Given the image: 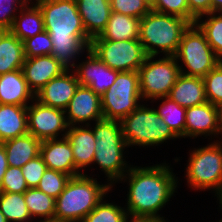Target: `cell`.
Segmentation results:
<instances>
[{"label": "cell", "mask_w": 222, "mask_h": 222, "mask_svg": "<svg viewBox=\"0 0 222 222\" xmlns=\"http://www.w3.org/2000/svg\"><path fill=\"white\" fill-rule=\"evenodd\" d=\"M140 19L133 16L111 12L102 33L91 40H132L139 38Z\"/></svg>", "instance_id": "obj_25"}, {"label": "cell", "mask_w": 222, "mask_h": 222, "mask_svg": "<svg viewBox=\"0 0 222 222\" xmlns=\"http://www.w3.org/2000/svg\"><path fill=\"white\" fill-rule=\"evenodd\" d=\"M111 11L135 18H143L151 7L144 0H110Z\"/></svg>", "instance_id": "obj_36"}, {"label": "cell", "mask_w": 222, "mask_h": 222, "mask_svg": "<svg viewBox=\"0 0 222 222\" xmlns=\"http://www.w3.org/2000/svg\"><path fill=\"white\" fill-rule=\"evenodd\" d=\"M68 70L60 76L51 79L40 91L35 94V98L42 105L66 110L70 100L79 86L75 75H68Z\"/></svg>", "instance_id": "obj_14"}, {"label": "cell", "mask_w": 222, "mask_h": 222, "mask_svg": "<svg viewBox=\"0 0 222 222\" xmlns=\"http://www.w3.org/2000/svg\"><path fill=\"white\" fill-rule=\"evenodd\" d=\"M28 189L22 169L9 166L4 174L1 192L24 193Z\"/></svg>", "instance_id": "obj_37"}, {"label": "cell", "mask_w": 222, "mask_h": 222, "mask_svg": "<svg viewBox=\"0 0 222 222\" xmlns=\"http://www.w3.org/2000/svg\"><path fill=\"white\" fill-rule=\"evenodd\" d=\"M110 186L100 185L84 174L71 177L56 198L54 219L82 222L103 200Z\"/></svg>", "instance_id": "obj_3"}, {"label": "cell", "mask_w": 222, "mask_h": 222, "mask_svg": "<svg viewBox=\"0 0 222 222\" xmlns=\"http://www.w3.org/2000/svg\"><path fill=\"white\" fill-rule=\"evenodd\" d=\"M207 102L218 105L222 102V59L220 63L203 77Z\"/></svg>", "instance_id": "obj_35"}, {"label": "cell", "mask_w": 222, "mask_h": 222, "mask_svg": "<svg viewBox=\"0 0 222 222\" xmlns=\"http://www.w3.org/2000/svg\"><path fill=\"white\" fill-rule=\"evenodd\" d=\"M34 96L22 69L0 75V104L27 106V100Z\"/></svg>", "instance_id": "obj_21"}, {"label": "cell", "mask_w": 222, "mask_h": 222, "mask_svg": "<svg viewBox=\"0 0 222 222\" xmlns=\"http://www.w3.org/2000/svg\"><path fill=\"white\" fill-rule=\"evenodd\" d=\"M22 9L26 13L24 14V10H22L20 18L15 17L10 31L24 42L26 39L44 31L45 27L42 11L37 4L34 7Z\"/></svg>", "instance_id": "obj_27"}, {"label": "cell", "mask_w": 222, "mask_h": 222, "mask_svg": "<svg viewBox=\"0 0 222 222\" xmlns=\"http://www.w3.org/2000/svg\"><path fill=\"white\" fill-rule=\"evenodd\" d=\"M36 4L42 11L45 30L51 36V55L68 70L70 59H74L83 48L89 49L91 42L76 0H37Z\"/></svg>", "instance_id": "obj_1"}, {"label": "cell", "mask_w": 222, "mask_h": 222, "mask_svg": "<svg viewBox=\"0 0 222 222\" xmlns=\"http://www.w3.org/2000/svg\"><path fill=\"white\" fill-rule=\"evenodd\" d=\"M184 108L207 102L203 78L180 74L167 96Z\"/></svg>", "instance_id": "obj_20"}, {"label": "cell", "mask_w": 222, "mask_h": 222, "mask_svg": "<svg viewBox=\"0 0 222 222\" xmlns=\"http://www.w3.org/2000/svg\"><path fill=\"white\" fill-rule=\"evenodd\" d=\"M25 58L51 55L53 45L50 34L44 30L23 42Z\"/></svg>", "instance_id": "obj_34"}, {"label": "cell", "mask_w": 222, "mask_h": 222, "mask_svg": "<svg viewBox=\"0 0 222 222\" xmlns=\"http://www.w3.org/2000/svg\"><path fill=\"white\" fill-rule=\"evenodd\" d=\"M118 122L120 121L103 118L96 121L93 130L96 140L93 162L98 163L110 181L123 179L125 170L123 166L126 167L122 153L127 144L123 137L121 123Z\"/></svg>", "instance_id": "obj_5"}, {"label": "cell", "mask_w": 222, "mask_h": 222, "mask_svg": "<svg viewBox=\"0 0 222 222\" xmlns=\"http://www.w3.org/2000/svg\"><path fill=\"white\" fill-rule=\"evenodd\" d=\"M222 142L195 150L190 156L187 179L193 188H214L222 205Z\"/></svg>", "instance_id": "obj_9"}, {"label": "cell", "mask_w": 222, "mask_h": 222, "mask_svg": "<svg viewBox=\"0 0 222 222\" xmlns=\"http://www.w3.org/2000/svg\"><path fill=\"white\" fill-rule=\"evenodd\" d=\"M131 222H164V219H162L161 217L133 218V219H131Z\"/></svg>", "instance_id": "obj_43"}, {"label": "cell", "mask_w": 222, "mask_h": 222, "mask_svg": "<svg viewBox=\"0 0 222 222\" xmlns=\"http://www.w3.org/2000/svg\"><path fill=\"white\" fill-rule=\"evenodd\" d=\"M27 133V106L0 104V143Z\"/></svg>", "instance_id": "obj_22"}, {"label": "cell", "mask_w": 222, "mask_h": 222, "mask_svg": "<svg viewBox=\"0 0 222 222\" xmlns=\"http://www.w3.org/2000/svg\"><path fill=\"white\" fill-rule=\"evenodd\" d=\"M42 141L27 133L3 142L9 166H24L28 161L40 155Z\"/></svg>", "instance_id": "obj_24"}, {"label": "cell", "mask_w": 222, "mask_h": 222, "mask_svg": "<svg viewBox=\"0 0 222 222\" xmlns=\"http://www.w3.org/2000/svg\"><path fill=\"white\" fill-rule=\"evenodd\" d=\"M28 188H36L47 169L41 155L31 159L21 167Z\"/></svg>", "instance_id": "obj_39"}, {"label": "cell", "mask_w": 222, "mask_h": 222, "mask_svg": "<svg viewBox=\"0 0 222 222\" xmlns=\"http://www.w3.org/2000/svg\"><path fill=\"white\" fill-rule=\"evenodd\" d=\"M216 110L220 132L222 133V102L216 105Z\"/></svg>", "instance_id": "obj_45"}, {"label": "cell", "mask_w": 222, "mask_h": 222, "mask_svg": "<svg viewBox=\"0 0 222 222\" xmlns=\"http://www.w3.org/2000/svg\"><path fill=\"white\" fill-rule=\"evenodd\" d=\"M89 49L104 64L119 72L138 71L147 57L139 39L91 40Z\"/></svg>", "instance_id": "obj_10"}, {"label": "cell", "mask_w": 222, "mask_h": 222, "mask_svg": "<svg viewBox=\"0 0 222 222\" xmlns=\"http://www.w3.org/2000/svg\"><path fill=\"white\" fill-rule=\"evenodd\" d=\"M0 210L8 222H24L31 217L25 204L24 193L0 192Z\"/></svg>", "instance_id": "obj_29"}, {"label": "cell", "mask_w": 222, "mask_h": 222, "mask_svg": "<svg viewBox=\"0 0 222 222\" xmlns=\"http://www.w3.org/2000/svg\"><path fill=\"white\" fill-rule=\"evenodd\" d=\"M64 137L67 138L72 147L74 165L77 170L93 162L96 141L93 130L69 126Z\"/></svg>", "instance_id": "obj_23"}, {"label": "cell", "mask_w": 222, "mask_h": 222, "mask_svg": "<svg viewBox=\"0 0 222 222\" xmlns=\"http://www.w3.org/2000/svg\"><path fill=\"white\" fill-rule=\"evenodd\" d=\"M152 58L154 56H147L138 70L141 98L167 97L181 74V66L174 56L156 61H151Z\"/></svg>", "instance_id": "obj_11"}, {"label": "cell", "mask_w": 222, "mask_h": 222, "mask_svg": "<svg viewBox=\"0 0 222 222\" xmlns=\"http://www.w3.org/2000/svg\"><path fill=\"white\" fill-rule=\"evenodd\" d=\"M70 178L71 176L64 172L46 169L36 188L56 199Z\"/></svg>", "instance_id": "obj_33"}, {"label": "cell", "mask_w": 222, "mask_h": 222, "mask_svg": "<svg viewBox=\"0 0 222 222\" xmlns=\"http://www.w3.org/2000/svg\"><path fill=\"white\" fill-rule=\"evenodd\" d=\"M119 123H121L123 137L128 146L135 144L154 146L167 139L177 138L155 109L141 105Z\"/></svg>", "instance_id": "obj_6"}, {"label": "cell", "mask_w": 222, "mask_h": 222, "mask_svg": "<svg viewBox=\"0 0 222 222\" xmlns=\"http://www.w3.org/2000/svg\"><path fill=\"white\" fill-rule=\"evenodd\" d=\"M46 222H76V221H67V220H56V219H51V220H48Z\"/></svg>", "instance_id": "obj_46"}, {"label": "cell", "mask_w": 222, "mask_h": 222, "mask_svg": "<svg viewBox=\"0 0 222 222\" xmlns=\"http://www.w3.org/2000/svg\"><path fill=\"white\" fill-rule=\"evenodd\" d=\"M4 31H5L4 29L0 28V36Z\"/></svg>", "instance_id": "obj_49"}, {"label": "cell", "mask_w": 222, "mask_h": 222, "mask_svg": "<svg viewBox=\"0 0 222 222\" xmlns=\"http://www.w3.org/2000/svg\"><path fill=\"white\" fill-rule=\"evenodd\" d=\"M87 62L80 64L75 71L79 85L88 86L102 96L116 80L119 71L104 64L90 49H87Z\"/></svg>", "instance_id": "obj_13"}, {"label": "cell", "mask_w": 222, "mask_h": 222, "mask_svg": "<svg viewBox=\"0 0 222 222\" xmlns=\"http://www.w3.org/2000/svg\"><path fill=\"white\" fill-rule=\"evenodd\" d=\"M8 167L9 165L7 161V154L3 144L0 143V192H1V185L3 183V177Z\"/></svg>", "instance_id": "obj_42"}, {"label": "cell", "mask_w": 222, "mask_h": 222, "mask_svg": "<svg viewBox=\"0 0 222 222\" xmlns=\"http://www.w3.org/2000/svg\"><path fill=\"white\" fill-rule=\"evenodd\" d=\"M128 211L133 218H156L176 188L169 166L157 165L129 170Z\"/></svg>", "instance_id": "obj_2"}, {"label": "cell", "mask_w": 222, "mask_h": 222, "mask_svg": "<svg viewBox=\"0 0 222 222\" xmlns=\"http://www.w3.org/2000/svg\"><path fill=\"white\" fill-rule=\"evenodd\" d=\"M87 35L93 39L105 29L111 15L110 0H76Z\"/></svg>", "instance_id": "obj_19"}, {"label": "cell", "mask_w": 222, "mask_h": 222, "mask_svg": "<svg viewBox=\"0 0 222 222\" xmlns=\"http://www.w3.org/2000/svg\"><path fill=\"white\" fill-rule=\"evenodd\" d=\"M190 23L178 16L150 10L139 23V40L147 56L159 53L156 47L166 56H175L183 32Z\"/></svg>", "instance_id": "obj_4"}, {"label": "cell", "mask_w": 222, "mask_h": 222, "mask_svg": "<svg viewBox=\"0 0 222 222\" xmlns=\"http://www.w3.org/2000/svg\"><path fill=\"white\" fill-rule=\"evenodd\" d=\"M141 98L138 71L119 72L111 87L101 96L104 119L121 121L133 112Z\"/></svg>", "instance_id": "obj_8"}, {"label": "cell", "mask_w": 222, "mask_h": 222, "mask_svg": "<svg viewBox=\"0 0 222 222\" xmlns=\"http://www.w3.org/2000/svg\"><path fill=\"white\" fill-rule=\"evenodd\" d=\"M22 71L28 87L34 95L51 79L60 76L66 69L52 55L25 58Z\"/></svg>", "instance_id": "obj_15"}, {"label": "cell", "mask_w": 222, "mask_h": 222, "mask_svg": "<svg viewBox=\"0 0 222 222\" xmlns=\"http://www.w3.org/2000/svg\"><path fill=\"white\" fill-rule=\"evenodd\" d=\"M174 57L181 59L189 69L183 73L181 68V74L201 78L220 63V58L212 50L204 33L195 24H190L183 32Z\"/></svg>", "instance_id": "obj_7"}, {"label": "cell", "mask_w": 222, "mask_h": 222, "mask_svg": "<svg viewBox=\"0 0 222 222\" xmlns=\"http://www.w3.org/2000/svg\"><path fill=\"white\" fill-rule=\"evenodd\" d=\"M214 14L216 13L206 14L210 15V18L201 24L195 23V25L204 33L214 53L222 59V14L219 16Z\"/></svg>", "instance_id": "obj_31"}, {"label": "cell", "mask_w": 222, "mask_h": 222, "mask_svg": "<svg viewBox=\"0 0 222 222\" xmlns=\"http://www.w3.org/2000/svg\"><path fill=\"white\" fill-rule=\"evenodd\" d=\"M164 99L165 101L160 106V109H155V111L177 137L185 136L186 108L178 105L169 97H164Z\"/></svg>", "instance_id": "obj_30"}, {"label": "cell", "mask_w": 222, "mask_h": 222, "mask_svg": "<svg viewBox=\"0 0 222 222\" xmlns=\"http://www.w3.org/2000/svg\"><path fill=\"white\" fill-rule=\"evenodd\" d=\"M127 212L120 206L101 202L82 220V222H127Z\"/></svg>", "instance_id": "obj_32"}, {"label": "cell", "mask_w": 222, "mask_h": 222, "mask_svg": "<svg viewBox=\"0 0 222 222\" xmlns=\"http://www.w3.org/2000/svg\"><path fill=\"white\" fill-rule=\"evenodd\" d=\"M14 1L16 2V0H12L11 2L10 0H0V28L4 30L11 29L14 19L16 17V15L15 16L11 15L14 9L12 8ZM27 2L28 0H20V2H17V3L20 4L21 10H22L23 5H26Z\"/></svg>", "instance_id": "obj_40"}, {"label": "cell", "mask_w": 222, "mask_h": 222, "mask_svg": "<svg viewBox=\"0 0 222 222\" xmlns=\"http://www.w3.org/2000/svg\"><path fill=\"white\" fill-rule=\"evenodd\" d=\"M144 2H146L152 8L154 0H144Z\"/></svg>", "instance_id": "obj_48"}, {"label": "cell", "mask_w": 222, "mask_h": 222, "mask_svg": "<svg viewBox=\"0 0 222 222\" xmlns=\"http://www.w3.org/2000/svg\"><path fill=\"white\" fill-rule=\"evenodd\" d=\"M24 199L30 216L44 217L46 222L54 219L56 199L43 193L37 188H28L24 192Z\"/></svg>", "instance_id": "obj_28"}, {"label": "cell", "mask_w": 222, "mask_h": 222, "mask_svg": "<svg viewBox=\"0 0 222 222\" xmlns=\"http://www.w3.org/2000/svg\"><path fill=\"white\" fill-rule=\"evenodd\" d=\"M219 133L216 106L210 102L186 108L185 136H198L203 134Z\"/></svg>", "instance_id": "obj_18"}, {"label": "cell", "mask_w": 222, "mask_h": 222, "mask_svg": "<svg viewBox=\"0 0 222 222\" xmlns=\"http://www.w3.org/2000/svg\"><path fill=\"white\" fill-rule=\"evenodd\" d=\"M189 8V23H199L200 18L211 13V0H187Z\"/></svg>", "instance_id": "obj_41"}, {"label": "cell", "mask_w": 222, "mask_h": 222, "mask_svg": "<svg viewBox=\"0 0 222 222\" xmlns=\"http://www.w3.org/2000/svg\"><path fill=\"white\" fill-rule=\"evenodd\" d=\"M24 61L23 41L5 30L0 36V75L22 69Z\"/></svg>", "instance_id": "obj_26"}, {"label": "cell", "mask_w": 222, "mask_h": 222, "mask_svg": "<svg viewBox=\"0 0 222 222\" xmlns=\"http://www.w3.org/2000/svg\"><path fill=\"white\" fill-rule=\"evenodd\" d=\"M0 222H8L3 213L1 212V210H0Z\"/></svg>", "instance_id": "obj_47"}, {"label": "cell", "mask_w": 222, "mask_h": 222, "mask_svg": "<svg viewBox=\"0 0 222 222\" xmlns=\"http://www.w3.org/2000/svg\"><path fill=\"white\" fill-rule=\"evenodd\" d=\"M151 9L160 13L181 17L189 22L187 0H154Z\"/></svg>", "instance_id": "obj_38"}, {"label": "cell", "mask_w": 222, "mask_h": 222, "mask_svg": "<svg viewBox=\"0 0 222 222\" xmlns=\"http://www.w3.org/2000/svg\"><path fill=\"white\" fill-rule=\"evenodd\" d=\"M65 113L64 110L48 107L39 102L27 106L28 133L40 141L56 139L59 131L69 128Z\"/></svg>", "instance_id": "obj_12"}, {"label": "cell", "mask_w": 222, "mask_h": 222, "mask_svg": "<svg viewBox=\"0 0 222 222\" xmlns=\"http://www.w3.org/2000/svg\"><path fill=\"white\" fill-rule=\"evenodd\" d=\"M65 111H68L69 126L92 119L101 120L103 119L101 96L88 86L79 85Z\"/></svg>", "instance_id": "obj_16"}, {"label": "cell", "mask_w": 222, "mask_h": 222, "mask_svg": "<svg viewBox=\"0 0 222 222\" xmlns=\"http://www.w3.org/2000/svg\"><path fill=\"white\" fill-rule=\"evenodd\" d=\"M222 12V0H211V13Z\"/></svg>", "instance_id": "obj_44"}, {"label": "cell", "mask_w": 222, "mask_h": 222, "mask_svg": "<svg viewBox=\"0 0 222 222\" xmlns=\"http://www.w3.org/2000/svg\"><path fill=\"white\" fill-rule=\"evenodd\" d=\"M63 139H48L41 143L40 155L47 169L64 172L71 177L80 175L74 165V156L70 142L66 137Z\"/></svg>", "instance_id": "obj_17"}]
</instances>
